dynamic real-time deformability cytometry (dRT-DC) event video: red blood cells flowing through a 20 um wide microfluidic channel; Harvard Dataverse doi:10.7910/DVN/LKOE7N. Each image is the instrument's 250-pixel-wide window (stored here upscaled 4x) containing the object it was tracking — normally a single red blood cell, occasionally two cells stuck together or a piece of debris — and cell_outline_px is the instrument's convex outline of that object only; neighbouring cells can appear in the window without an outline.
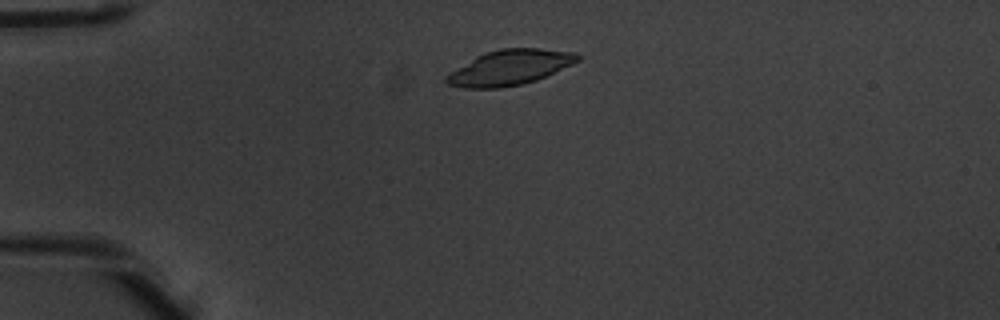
{"species": "common noctule bat (a hibernating species)", "species_latin": "Nyctalus noctula", "temperature_condition": "warm", "stored_images_in_passage": 3, "camera_frame_rate_fps": 3000, "um_per_image_px": 0.085, "animal": {"sex": "male", "body_mass_g": 20.1, "forearm_length_mm": 53.5}, "frame": {"image": 1, "passage_image": 1, "time_ms": 0.0, "image_size_px": [1000, 320], "cell_outline_px": [[580, 60], [572, 64], [536, 80], [520, 84], [500, 88], [464, 88], [448, 84], [444, 80], [444, 76], [476, 56], [484, 52], [500, 48], [540, 48], [576, 52], [580, 56]], "centroid_in_image_um": [43.32, 5.73], "position_along_channel_um": 41.7, "area_um2": 26.82}}